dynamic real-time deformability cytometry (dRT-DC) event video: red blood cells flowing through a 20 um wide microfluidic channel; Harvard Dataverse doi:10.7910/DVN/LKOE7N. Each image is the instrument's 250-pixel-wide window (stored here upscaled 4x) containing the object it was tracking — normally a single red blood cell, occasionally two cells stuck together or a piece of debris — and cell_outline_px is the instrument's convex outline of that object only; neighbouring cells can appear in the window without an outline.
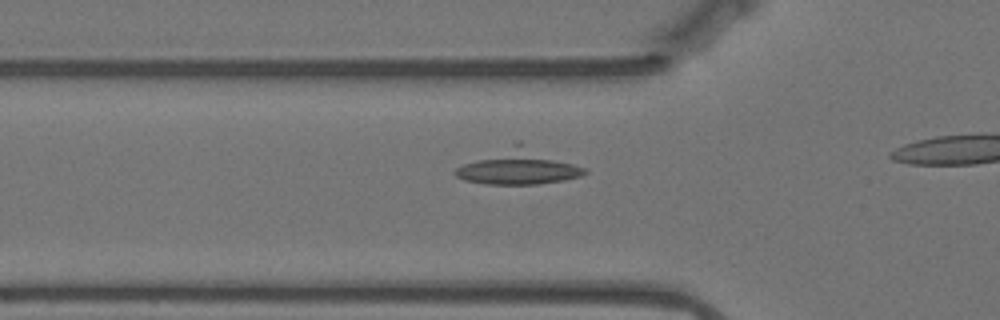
{"species": "Egyptian fruit bat (a non-hibernating species)", "species_latin": "Rousettus aegyptiacus", "temperature_condition": "warm", "stored_images_in_passage": 15, "camera_frame_rate_fps": 3000, "um_per_image_px": 0.085, "animal": {"sex": "female"}, "frame": {"image": 1, "passage_image": 13, "time_ms": 4.0, "image_size_px": [1000, 320], "cell_outline_px": [[588, 172], [580, 176], [564, 180], [536, 184], [484, 184], [464, 180], [456, 176], [452, 172], [456, 168], [464, 164], [516, 140], [520, 140], [588, 168]], "centroid_in_image_um": [44.13, 14.15], "position_along_channel_um": 81.7, "area_um2": 26.88}}